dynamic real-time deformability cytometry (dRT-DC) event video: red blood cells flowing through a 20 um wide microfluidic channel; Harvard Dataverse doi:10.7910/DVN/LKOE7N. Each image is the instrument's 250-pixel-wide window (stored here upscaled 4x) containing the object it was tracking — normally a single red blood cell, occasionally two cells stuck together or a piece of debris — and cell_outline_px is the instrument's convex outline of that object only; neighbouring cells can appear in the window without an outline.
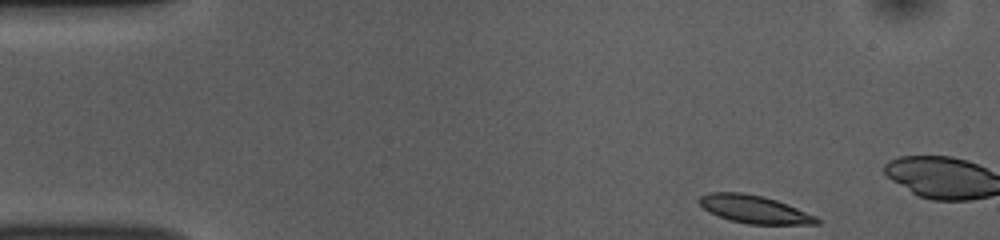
{"species": "common noctule bat (a hibernating species)", "species_latin": "Nyctalus noctula", "temperature_condition": "room temperature", "stored_images_in_passage": 10, "camera_frame_rate_fps": 3000, "um_per_image_px": 0.085, "animal": {"sex": "female", "body_mass_g": 10.0, "forearm_length_mm": 53.1}, "frame": {"image": 1, "passage_image": 1, "time_ms": 0.0, "image_size_px": [1000, 240], "cell_outline_px": [[820, 224], [748, 224], [732, 220], [708, 212], [700, 204], [700, 196], [712, 192], [740, 192], [764, 196], [776, 200], [816, 216], [820, 220]], "centroid_in_image_um": [64.13, 17.79], "position_along_channel_um": 20.9, "area_um2": 18.79}}